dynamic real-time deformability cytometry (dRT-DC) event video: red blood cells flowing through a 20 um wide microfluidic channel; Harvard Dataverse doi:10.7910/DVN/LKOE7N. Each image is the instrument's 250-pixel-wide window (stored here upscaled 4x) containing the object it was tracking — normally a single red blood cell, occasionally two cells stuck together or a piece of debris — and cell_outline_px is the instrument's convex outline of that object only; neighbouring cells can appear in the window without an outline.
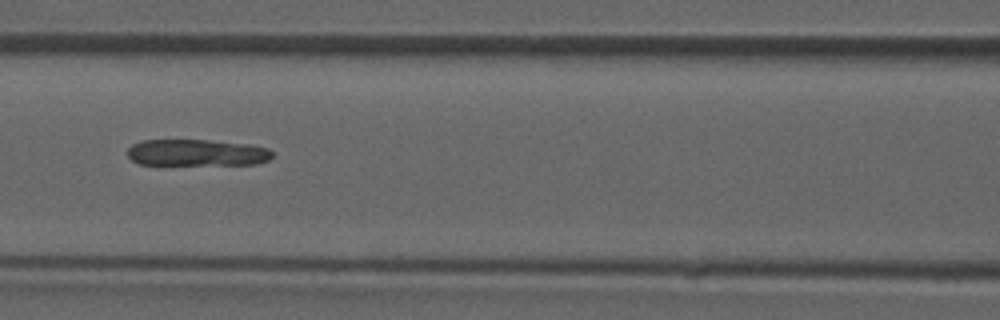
{"species": "common noctule bat (a hibernating species)", "species_latin": "Nyctalus noctula", "temperature_condition": "room temperature", "stored_images_in_passage": 28, "camera_frame_rate_fps": 3000, "um_per_image_px": 0.085, "animal": {"sex": "male", "forearm_length_mm": 52.5}, "frame": {"image": 1, "passage_image": 20, "time_ms": 6.333, "image_size_px": [1000, 320], "cell_outline_px": [[272, 156], [268, 160], [256, 164], [140, 164], [132, 160], [128, 156], [128, 148], [132, 144], [140, 140], [208, 140], [248, 144], [268, 148], [272, 152]], "centroid_in_image_um": [16.71, 12.97], "position_along_channel_um": 149.9, "area_um2": 22.31}}